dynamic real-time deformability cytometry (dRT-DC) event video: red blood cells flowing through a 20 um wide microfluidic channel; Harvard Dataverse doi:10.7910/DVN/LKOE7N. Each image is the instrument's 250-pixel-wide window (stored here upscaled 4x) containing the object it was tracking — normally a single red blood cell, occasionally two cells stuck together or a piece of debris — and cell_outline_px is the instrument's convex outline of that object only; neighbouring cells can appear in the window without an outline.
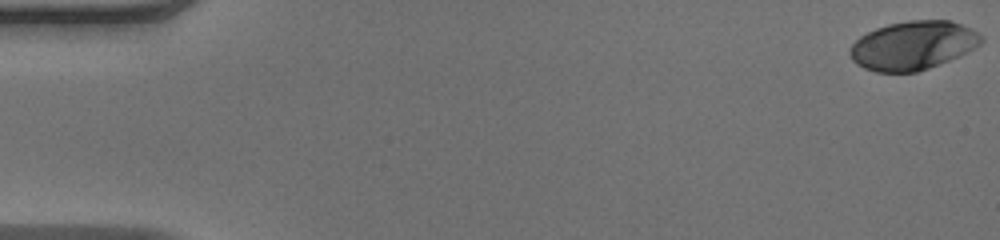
{"species": "human", "species_latin": "Homo sapiens", "temperature_condition": "warm", "stored_images_in_passage": 51, "camera_frame_rate_fps": 3000, "um_per_image_px": 0.085, "donor": {"sex": "male"}, "frame": {"image": 1, "passage_image": 1, "time_ms": 0.0, "image_size_px": [1000, 240], "cell_outline_px": [[984, 40], [980, 44], [968, 52], [928, 68], [916, 72], [876, 72], [864, 68], [856, 64], [852, 60], [848, 52], [852, 44], [860, 36], [876, 28], [888, 24], [908, 20], [948, 20], [960, 24], [984, 36]], "centroid_in_image_um": [77.58, 3.86], "position_along_channel_um": 7.4, "area_um2": 37.17}}
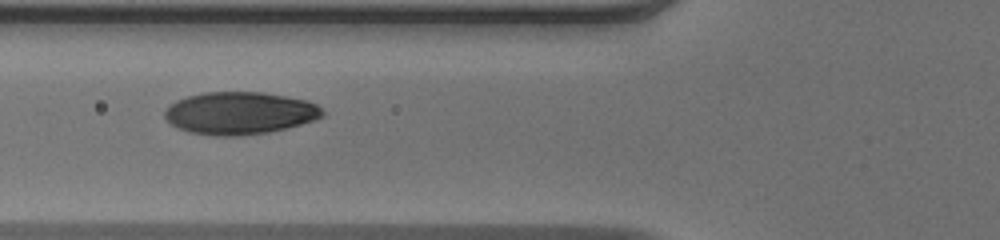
{"frame": {"image": 2, "passage_image": 20, "time_ms": 6.333, "image_size_px": [1000, 240], "cell_outline_px": [[324, 116], [316, 120], [288, 128], [268, 132], [240, 136], [216, 136], [188, 132], [172, 124], [164, 116], [164, 112], [168, 104], [176, 100], [188, 96], [204, 92], [264, 92], [304, 100], [316, 104], [324, 112]], "centroid_in_image_um": [20.37, 9.62], "position_along_channel_um": 105.4, "area_um2": 39.13}}
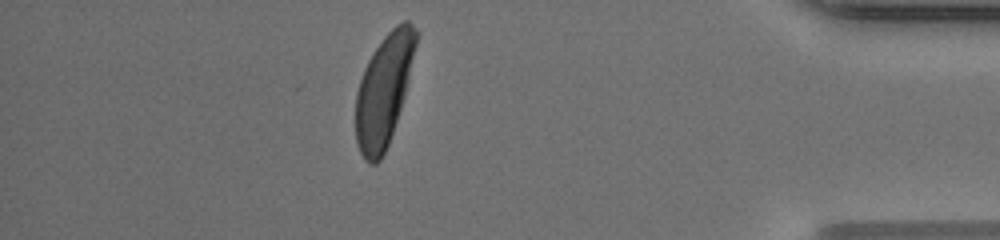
{"frame": {"image": 3, "passage_image": 45, "time_ms": 14.667, "image_size_px": [1000, 240], "cell_outline_px": [[420, 32], [404, 96], [388, 144], [380, 160], [376, 164], [368, 164], [364, 160], [356, 144], [356, 92], [364, 68], [368, 60], [384, 36], [396, 24], [404, 20], [408, 20]], "centroid_in_image_um": [32.63, 7.64], "position_along_channel_um": 402.6, "area_um2": 38.96}, "authors_computed_cell_mechanics": {"area_um2": 38.8994, "velocity_mm_per_s": 4.0572, "shape_relaxation_time_tau1_ms": 3.256, "shape_relaxation_time_tau2_ms": null, "deformation_change_tau1": 0.1868, "deformation_change_tau2": null}}